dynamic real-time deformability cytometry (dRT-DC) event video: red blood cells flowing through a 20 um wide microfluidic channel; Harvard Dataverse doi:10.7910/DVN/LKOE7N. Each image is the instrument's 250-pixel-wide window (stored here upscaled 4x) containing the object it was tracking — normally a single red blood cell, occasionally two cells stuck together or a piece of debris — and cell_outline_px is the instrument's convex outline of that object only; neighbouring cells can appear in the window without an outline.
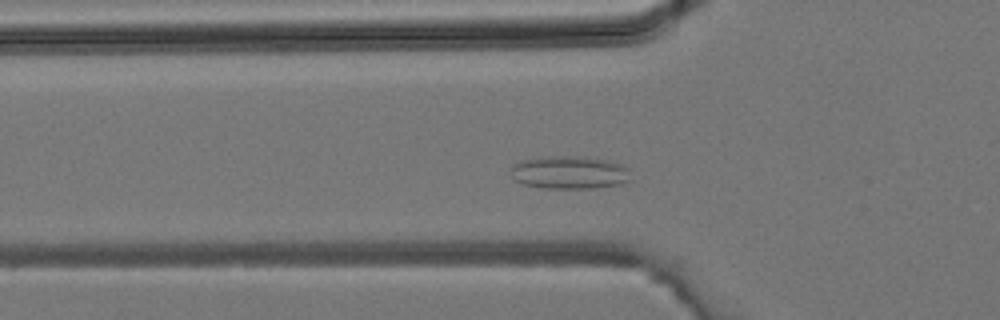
{"species": "common noctule bat (a hibernating species)", "species_latin": "Nyctalus noctula", "temperature_condition": "room temperature", "stored_images_in_passage": 37, "camera_frame_rate_fps": 3000, "um_per_image_px": 0.085, "animal": {"sex": "male", "body_mass_g": 19.2, "forearm_length_mm": 51.8}, "frame": {"image": 1, "passage_image": 8, "time_ms": 2.333, "image_size_px": [1000, 320], "cell_outline_px": [[632, 180], [620, 184], [596, 188], [544, 188], [524, 184], [516, 180], [512, 176], [512, 164], [520, 160], [540, 156], [564, 156], [608, 160], [620, 164], [628, 168]], "centroid_in_image_um": [48.4, 14.66], "position_along_channel_um": 77.4, "area_um2": 23.06}}
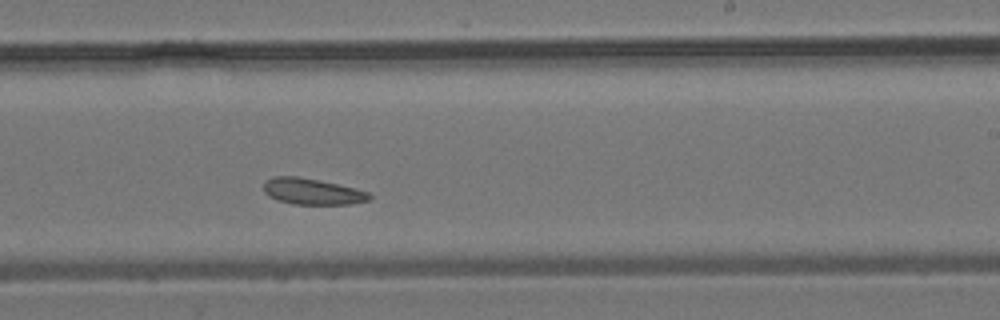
{"frame": {"image": 2, "passage_image": 20, "time_ms": 6.333, "image_size_px": [1000, 320], "cell_outline_px": [[372, 196], [368, 200], [352, 204], [292, 204], [276, 200], [268, 196], [264, 192], [264, 184], [272, 176], [296, 176], [356, 188], [368, 192]], "centroid_in_image_um": [26.52, 16.29], "position_along_channel_um": 262.5, "area_um2": 16.01}}
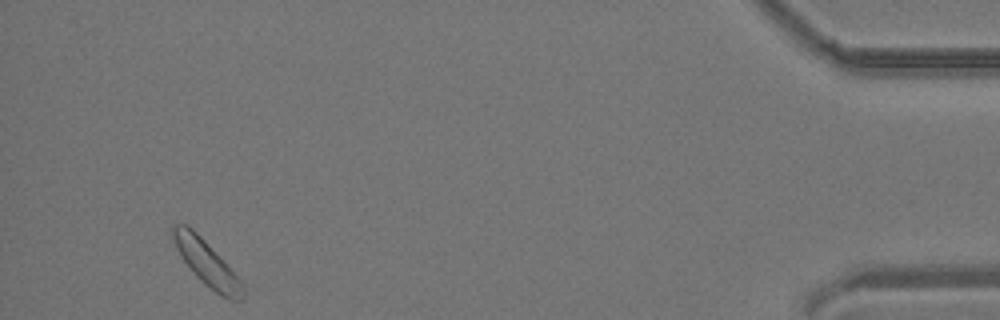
{"frame": {"image": 3, "passage_image": 35, "time_ms": 11.333, "image_size_px": [1000, 320], "cell_outline_px": [[244, 300], [228, 300], [220, 296], [204, 284], [192, 272], [180, 256], [176, 248], [172, 236], [172, 228], [176, 224], [188, 224], [204, 240], [244, 284]], "centroid_in_image_um": [17.57, 22.41], "position_along_channel_um": 417.6, "area_um2": 18.21}}